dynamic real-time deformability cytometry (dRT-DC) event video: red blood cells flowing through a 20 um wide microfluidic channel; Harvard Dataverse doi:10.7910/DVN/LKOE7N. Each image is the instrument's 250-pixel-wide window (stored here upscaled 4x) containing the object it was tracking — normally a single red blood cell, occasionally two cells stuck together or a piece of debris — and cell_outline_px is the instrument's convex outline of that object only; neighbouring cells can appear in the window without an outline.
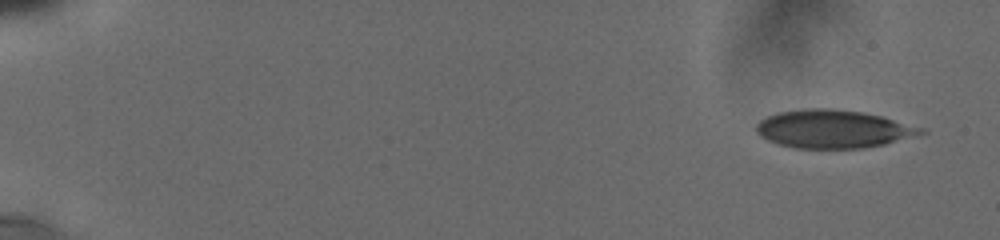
{"species": "human", "species_latin": "Homo sapiens", "temperature_condition": "cold", "stored_images_in_passage": 9, "camera_frame_rate_fps": 3000, "um_per_image_px": 0.085, "donor": {"sex": "male"}, "frame": {"image": 1, "passage_image": 1, "time_ms": 0.0, "image_size_px": [1000, 240], "cell_outline_px": [[928, 132], [920, 136], [884, 144], [864, 148], [796, 148], [776, 144], [760, 136], [756, 132], [756, 124], [760, 120], [768, 116], [780, 112], [804, 108], [832, 108], [860, 112], [880, 116], [924, 128]], "centroid_in_image_um": [70.84, 10.97], "position_along_channel_um": 14.2, "area_um2": 36.7}}
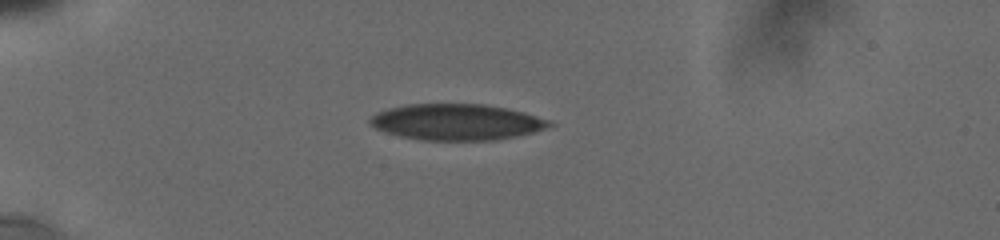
{"frame": {"image": 2, "passage_image": 6, "time_ms": 4.333, "image_size_px": [1000, 240], "cell_outline_px": [[556, 124], [548, 128], [516, 136], [496, 140], [420, 140], [400, 136], [384, 132], [368, 124], [368, 120], [376, 112], [388, 108], [408, 104], [484, 104], [524, 112], [548, 120]], "centroid_in_image_um": [38.78, 10.37], "position_along_channel_um": 46.2, "area_um2": 37.8}}